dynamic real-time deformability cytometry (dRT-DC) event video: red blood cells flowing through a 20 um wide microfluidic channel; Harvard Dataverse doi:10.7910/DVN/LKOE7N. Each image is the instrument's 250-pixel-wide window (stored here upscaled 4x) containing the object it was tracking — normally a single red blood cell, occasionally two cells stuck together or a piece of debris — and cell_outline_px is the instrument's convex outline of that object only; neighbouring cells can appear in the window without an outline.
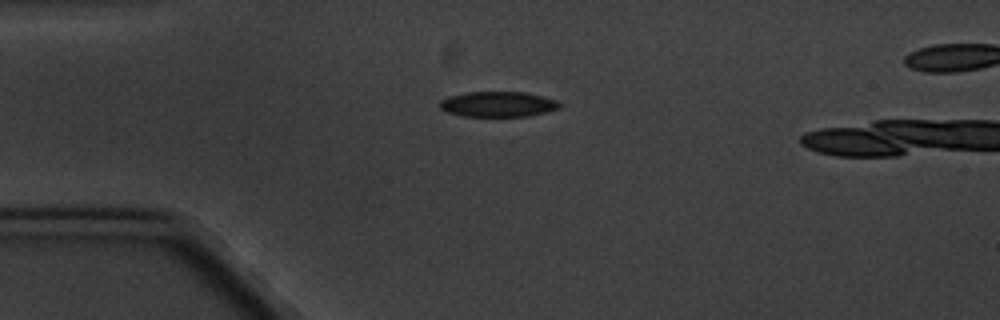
{"species": "common noctule bat (a hibernating species)", "species_latin": "Nyctalus noctula", "temperature_condition": "cold", "stored_images_in_passage": 8, "camera_frame_rate_fps": 3000, "um_per_image_px": 0.085, "animal": {"sex": "male", "body_mass_g": 20.1, "forearm_length_mm": 53.5}, "frame": {"image": 1, "passage_image": 3, "time_ms": 2.333, "image_size_px": [1000, 320], "cell_outline_px": [[560, 108], [548, 112], [528, 116], [464, 116], [444, 112], [440, 108], [440, 100], [448, 96], [468, 92], [524, 92], [544, 96], [556, 100], [560, 104]], "centroid_in_image_um": [42.32, 8.86], "position_along_channel_um": 42.7, "area_um2": 17.8}}